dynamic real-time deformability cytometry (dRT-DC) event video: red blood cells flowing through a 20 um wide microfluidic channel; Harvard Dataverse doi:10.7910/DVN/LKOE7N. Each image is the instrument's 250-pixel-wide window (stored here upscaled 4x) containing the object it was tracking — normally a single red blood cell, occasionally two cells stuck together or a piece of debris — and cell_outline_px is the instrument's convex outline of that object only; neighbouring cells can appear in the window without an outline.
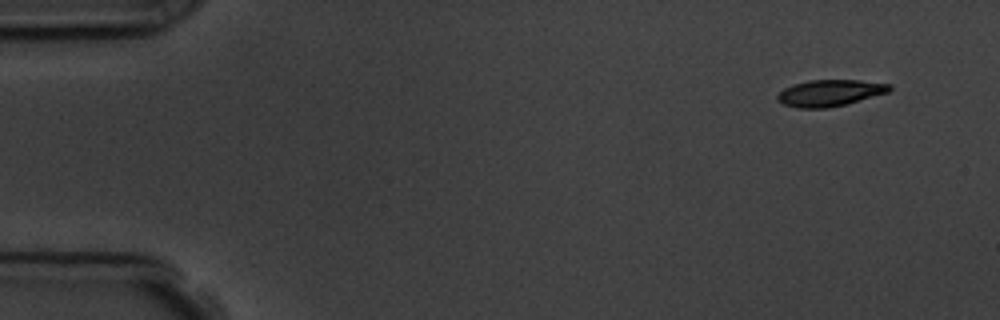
{"species": "common noctule bat (a hibernating species)", "species_latin": "Nyctalus noctula", "temperature_condition": "room temperature", "stored_images_in_passage": 10, "camera_frame_rate_fps": 3000, "um_per_image_px": 0.085, "animal": {"sex": "male", "body_mass_g": 19.5, "forearm_length_mm": 54.6}, "frame": {"image": 1, "passage_image": 1, "time_ms": 0.0, "image_size_px": [1000, 320], "cell_outline_px": [[892, 88], [888, 92], [848, 104], [828, 108], [800, 108], [784, 104], [776, 100], [776, 96], [784, 88], [792, 84], [808, 80], [860, 80], [892, 84]], "centroid_in_image_um": [70.54, 7.9], "position_along_channel_um": 14.5, "area_um2": 17.46}}
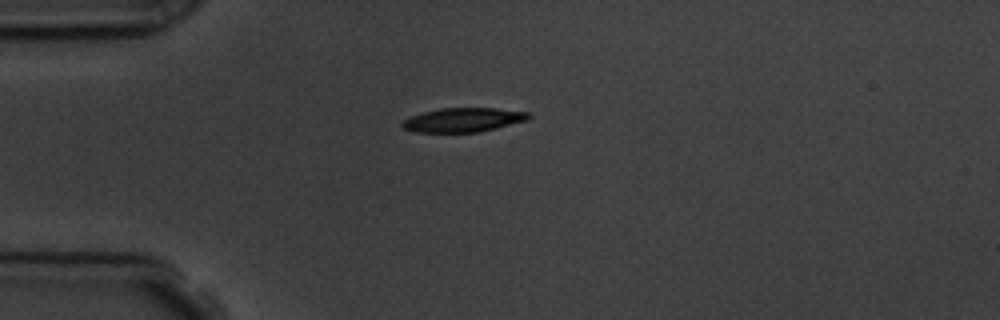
{"frame": {"image": 2, "passage_image": 4, "time_ms": 3.333, "image_size_px": [1000, 320], "cell_outline_px": [[532, 116], [528, 120], [480, 132], [416, 132], [404, 128], [400, 124], [404, 120], [412, 116], [424, 112], [440, 108], [496, 108], [532, 112]], "centroid_in_image_um": [39.44, 10.18], "position_along_channel_um": 45.6, "area_um2": 17.8}}
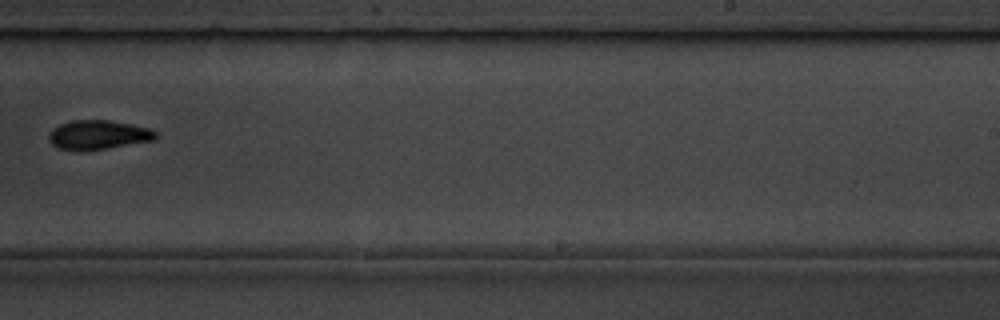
{"frame": {"image": 3, "passage_image": 10, "time_ms": 10.0, "image_size_px": [1000, 320], "cell_outline_px": [[160, 136], [152, 140], [84, 152], [56, 148], [48, 140], [48, 132], [52, 128], [60, 124], [72, 120], [108, 120], [148, 128], [156, 132]], "centroid_in_image_um": [8.27, 11.47], "position_along_channel_um": 280.7, "area_um2": 18.32}}